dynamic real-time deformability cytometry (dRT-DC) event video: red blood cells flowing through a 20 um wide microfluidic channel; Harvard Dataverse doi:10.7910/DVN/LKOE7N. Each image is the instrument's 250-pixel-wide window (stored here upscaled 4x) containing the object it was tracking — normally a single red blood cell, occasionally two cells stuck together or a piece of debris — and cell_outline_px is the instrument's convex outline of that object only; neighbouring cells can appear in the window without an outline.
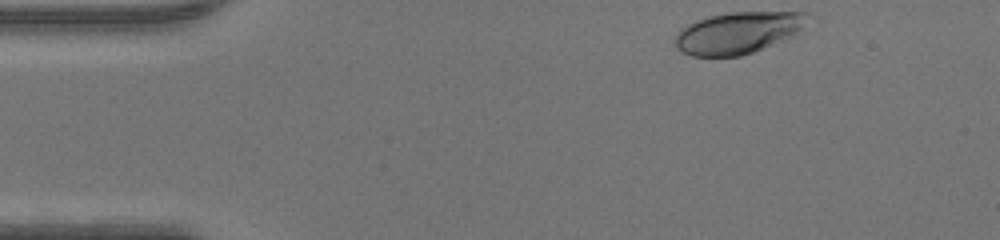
{"species": "human", "species_latin": "Homo sapiens", "temperature_condition": "warm", "stored_images_in_passage": 42, "camera_frame_rate_fps": 3000, "um_per_image_px": 0.085, "donor": {"sex": "male"}, "frame": {"image": 1, "passage_image": 1, "time_ms": 0.0, "image_size_px": [1000, 240], "cell_outline_px": [[816, 16], [796, 32], [788, 36], [752, 52], [740, 56], [692, 56], [680, 52], [676, 48], [672, 40], [676, 32], [680, 28], [696, 20], [708, 16], [728, 12], [812, 12]], "centroid_in_image_um": [62.69, 2.76], "position_along_channel_um": 22.3, "area_um2": 32.43}}
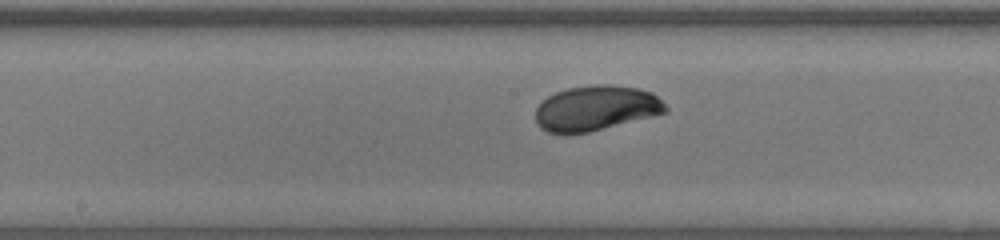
{"frame": {"image": 2, "passage_image": 19, "time_ms": 6.0, "image_size_px": [1000, 240], "cell_outline_px": [[668, 112], [588, 132], [548, 132], [540, 128], [536, 120], [536, 108], [548, 96], [556, 92], [568, 88], [596, 84], [608, 84], [636, 88], [652, 92], [668, 108]], "centroid_in_image_um": [50.66, 9.18], "position_along_channel_um": 197.5, "area_um2": 33.64}}
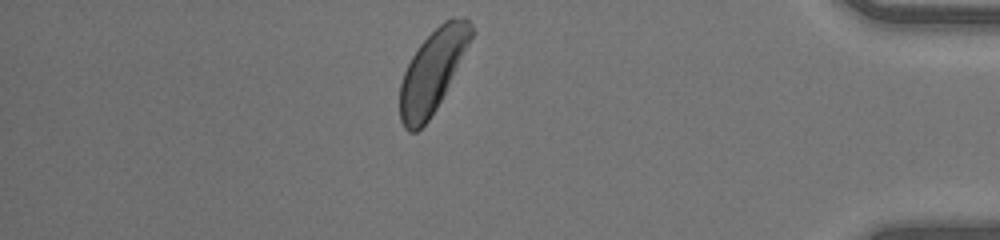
{"frame": {"image": 3, "passage_image": 36, "time_ms": 11.667, "image_size_px": [1000, 240], "cell_outline_px": [[476, 32], [436, 108], [428, 120], [416, 132], [408, 132], [404, 128], [400, 120], [400, 84], [404, 72], [412, 56], [420, 44], [444, 20], [452, 16], [464, 16], [472, 24]], "centroid_in_image_um": [36.79, 6.0], "position_along_channel_um": 398.4, "area_um2": 33.93}}